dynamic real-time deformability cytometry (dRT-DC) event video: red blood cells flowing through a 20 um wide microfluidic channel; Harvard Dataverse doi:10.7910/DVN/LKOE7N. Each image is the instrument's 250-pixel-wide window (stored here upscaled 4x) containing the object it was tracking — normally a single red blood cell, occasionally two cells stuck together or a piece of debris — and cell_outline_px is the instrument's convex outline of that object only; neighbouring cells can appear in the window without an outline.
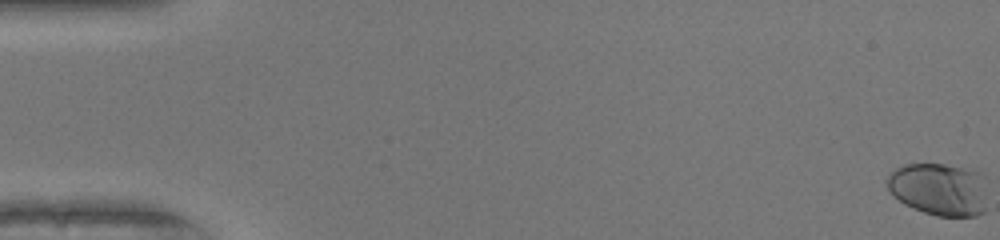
{"species": "human", "species_latin": "Homo sapiens", "temperature_condition": "warm", "stored_images_in_passage": 53, "camera_frame_rate_fps": 3000, "um_per_image_px": 0.085, "donor": {"sex": "female"}, "frame": {"image": 1, "passage_image": 1, "time_ms": 0.0, "image_size_px": [1000, 240], "cell_outline_px": [[984, 212], [976, 216], [936, 216], [912, 208], [904, 204], [888, 188], [888, 176], [896, 168], [904, 164], [944, 164], [980, 172], [984, 176]], "centroid_in_image_um": [79.83, 16.08], "position_along_channel_um": 5.2, "area_um2": 30.46}}
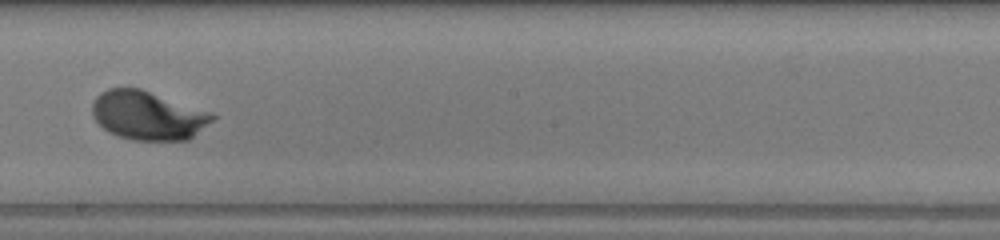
{"frame": {"image": 2, "passage_image": 31, "time_ms": 10.0, "image_size_px": [1000, 240], "cell_outline_px": [[216, 116], [212, 120], [188, 140], [132, 140], [116, 136], [108, 132], [92, 116], [92, 104], [96, 96], [100, 92], [108, 88], [140, 88], [212, 112]], "centroid_in_image_um": [12.54, 9.81], "position_along_channel_um": 235.7, "area_um2": 34.16}}
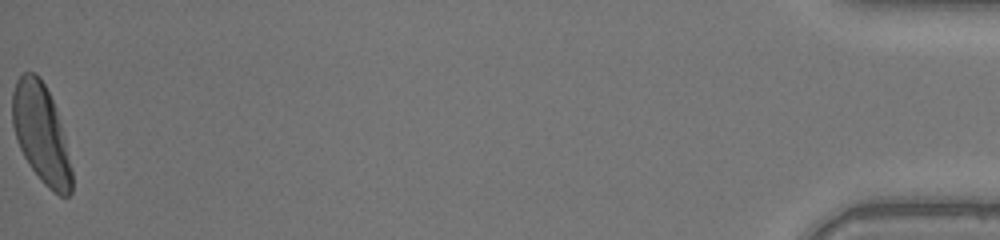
{"frame": {"image": 3, "passage_image": 53, "time_ms": 17.333, "image_size_px": [1000, 240], "cell_outline_px": [[72, 192], [68, 196], [60, 196], [48, 188], [44, 184], [28, 164], [20, 148], [12, 124], [12, 92], [16, 80], [24, 72], [36, 72], [40, 76], [52, 100], [60, 124], [72, 168]], "centroid_in_image_um": [3.48, 11.36], "position_along_channel_um": 431.7, "area_um2": 33.93}, "authors_computed_cell_mechanics": {"area_um2": 32.657, "velocity_mm_per_s": 4.0914, "shape_relaxation_time_tau1_ms": 1.9586, "shape_relaxation_time_tau2_ms": null, "deformation_change_tau1": 0.1544, "deformation_change_tau2": null}}